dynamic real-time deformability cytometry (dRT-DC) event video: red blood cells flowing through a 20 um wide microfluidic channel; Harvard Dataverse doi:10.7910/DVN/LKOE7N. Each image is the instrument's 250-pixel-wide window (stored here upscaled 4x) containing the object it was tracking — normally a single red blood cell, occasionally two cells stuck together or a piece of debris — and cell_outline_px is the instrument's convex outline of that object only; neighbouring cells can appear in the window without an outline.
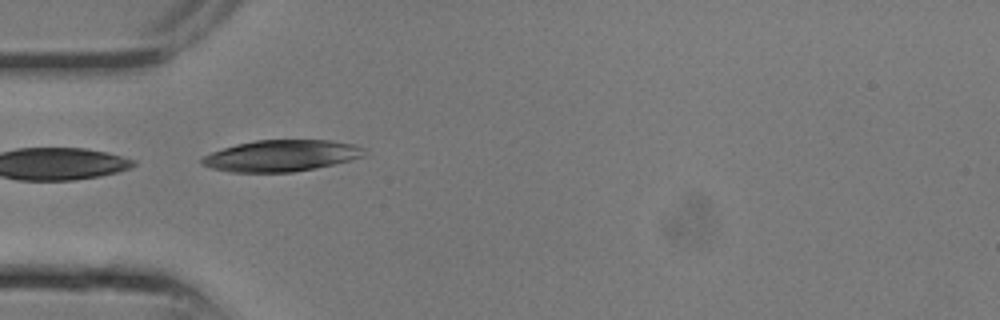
{"species": "common noctule bat (a hibernating species)", "species_latin": "Nyctalus noctula", "temperature_condition": "room temperature", "stored_images_in_passage": 11, "camera_frame_rate_fps": 3000, "um_per_image_px": 0.085, "animal": {"sex": "male", "body_mass_g": 13.3}, "frame": {"image": 1, "passage_image": 1, "time_ms": 0.0, "image_size_px": [1000, 320], "cell_outline_px": [[368, 156], [316, 168], [292, 172], [228, 172], [212, 168], [200, 164], [200, 160], [204, 156], [212, 152], [236, 144], [256, 140], [332, 140], [352, 144], [368, 148]], "centroid_in_image_um": [23.98, 13.23], "position_along_channel_um": 61.0, "area_um2": 30.0}}
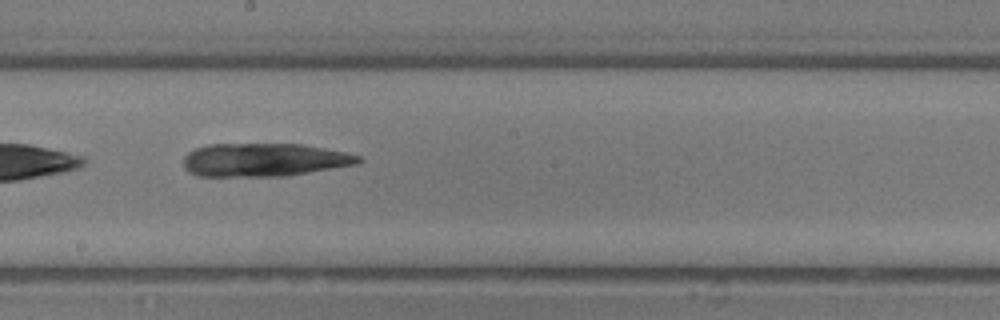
{"frame": {"image": 2, "passage_image": 7, "time_ms": 2.0, "image_size_px": [1000, 320], "cell_outline_px": [[364, 160], [360, 164], [284, 176], [196, 176], [188, 172], [184, 168], [184, 156], [188, 152], [196, 148], [208, 144], [304, 144], [348, 152], [360, 156]], "centroid_in_image_um": [22.49, 13.58], "position_along_channel_um": 225.7, "area_um2": 34.28}}
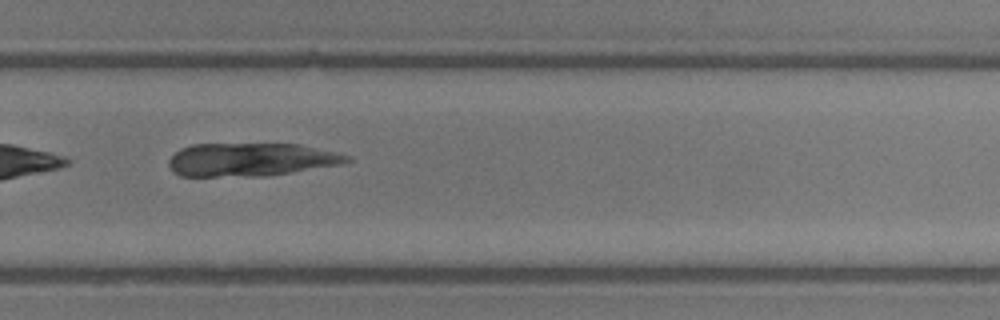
{"frame": {"image": 3, "passage_image": 10, "time_ms": 3.0, "image_size_px": [1000, 320], "cell_outline_px": [[352, 160], [344, 164], [268, 176], [180, 176], [172, 172], [168, 164], [168, 160], [180, 148], [192, 144], [300, 144], [336, 152], [352, 156]], "centroid_in_image_um": [21.35, 13.57], "position_along_channel_um": 308.5, "area_um2": 34.85}}